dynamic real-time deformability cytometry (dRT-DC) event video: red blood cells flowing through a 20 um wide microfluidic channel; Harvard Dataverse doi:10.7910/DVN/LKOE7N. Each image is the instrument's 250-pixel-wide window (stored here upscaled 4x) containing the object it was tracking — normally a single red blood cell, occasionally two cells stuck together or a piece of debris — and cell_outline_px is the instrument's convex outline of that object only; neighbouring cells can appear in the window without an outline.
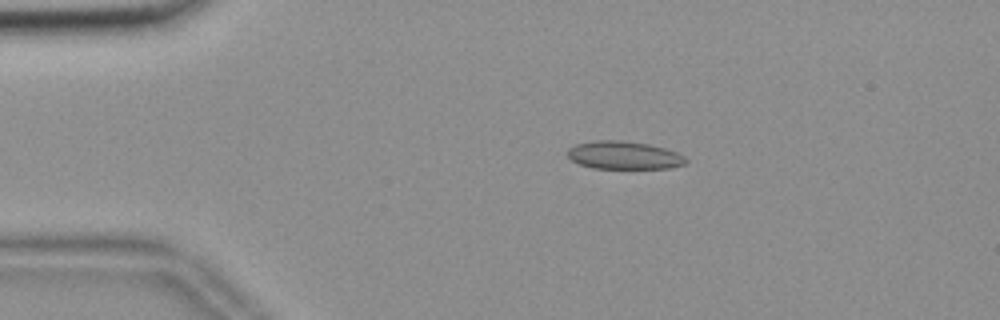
{"species": "common noctule bat (a hibernating species)", "species_latin": "Nyctalus noctula", "temperature_condition": "room temperature", "stored_images_in_passage": 47, "camera_frame_rate_fps": 3000, "um_per_image_px": 0.085, "animal": {"sex": "female", "body_mass_g": 18.4}, "frame": {"image": 1, "passage_image": 2, "time_ms": 0.333, "image_size_px": [1000, 320], "cell_outline_px": [[688, 160], [684, 164], [668, 168], [592, 168], [580, 164], [572, 160], [568, 156], [568, 148], [576, 144], [596, 140], [620, 140], [648, 144], [664, 148], [676, 152], [684, 156]], "centroid_in_image_um": [53.02, 13.19], "position_along_channel_um": 32.0, "area_um2": 19.13}}
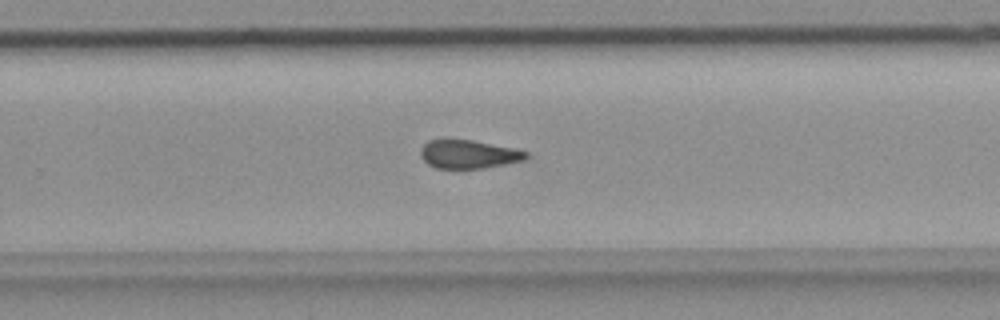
{"frame": {"image": 2, "passage_image": 27, "time_ms": 8.667, "image_size_px": [1000, 320], "cell_outline_px": [[528, 156], [524, 160], [504, 164], [480, 168], [436, 168], [428, 164], [420, 156], [420, 148], [428, 140], [444, 136], [448, 136], [472, 140], [512, 148], [528, 152]], "centroid_in_image_um": [39.73, 13.06], "position_along_channel_um": 290.1, "area_um2": 17.92}}
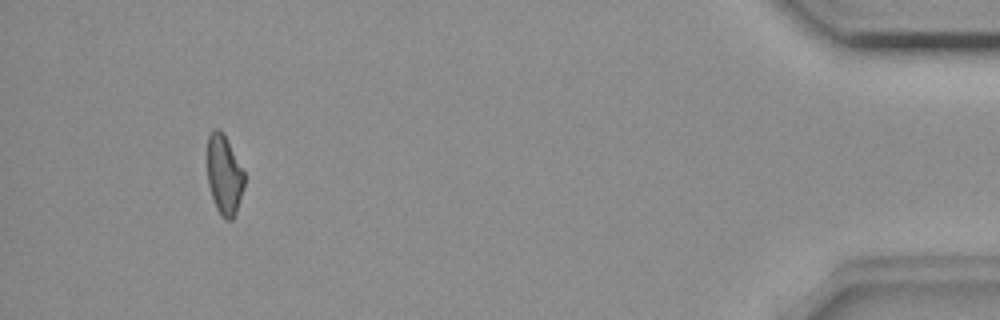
{"frame": {"image": 3, "passage_image": 43, "time_ms": 14.0, "image_size_px": [1000, 320], "cell_outline_px": [[244, 184], [236, 212], [232, 220], [224, 220], [220, 216], [216, 208], [208, 184], [208, 136], [212, 128], [220, 128], [244, 172]], "centroid_in_image_um": [19.04, 14.88], "position_along_channel_um": 416.2, "area_um2": 16.94}, "authors_computed_cell_mechanics": {"area_um2": 18.2648, "velocity_mm_per_s": 3.6554, "shape_relaxation_time_tau1_ms": null, "shape_relaxation_time_tau2_ms": 3.402, "deformation_change_tau1": null, "deformation_change_tau2": 0.108}}